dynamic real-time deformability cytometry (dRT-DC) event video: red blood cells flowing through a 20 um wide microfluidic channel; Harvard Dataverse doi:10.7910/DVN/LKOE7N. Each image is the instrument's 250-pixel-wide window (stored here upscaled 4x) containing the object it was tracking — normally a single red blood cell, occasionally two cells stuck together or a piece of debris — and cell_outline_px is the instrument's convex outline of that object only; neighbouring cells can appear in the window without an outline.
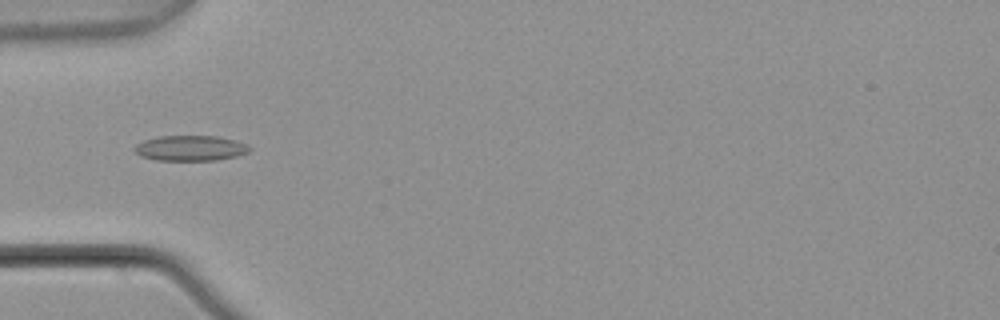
{"species": "common noctule bat (a hibernating species)", "species_latin": "Nyctalus noctula", "temperature_condition": "warm", "stored_images_in_passage": 6, "camera_frame_rate_fps": 3000, "um_per_image_px": 0.085, "animal": {"sex": "male", "body_mass_g": 21.5, "forearm_length_mm": 52.0}, "frame": {"image": 1, "passage_image": 3, "time_ms": 0.667, "image_size_px": [1000, 320], "cell_outline_px": [[252, 148], [248, 152], [236, 156], [216, 160], [156, 160], [140, 156], [132, 148], [136, 144], [144, 140], [160, 136], [216, 136], [248, 144]], "centroid_in_image_um": [16.17, 12.59], "position_along_channel_um": 68.8, "area_um2": 16.94}}
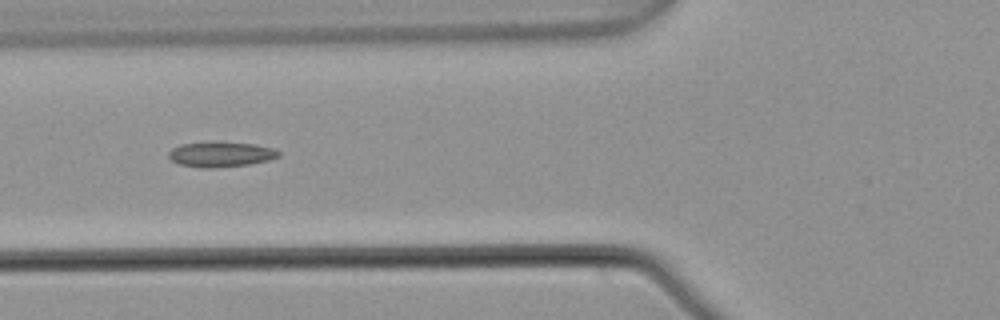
{"frame": {"image": 2, "passage_image": 4, "time_ms": 1.0, "image_size_px": [1000, 320], "cell_outline_px": [[280, 156], [268, 160], [248, 164], [212, 168], [200, 168], [180, 164], [172, 160], [168, 156], [168, 152], [172, 148], [180, 144], [256, 144], [272, 148], [280, 152]], "centroid_in_image_um": [18.76, 13.15], "position_along_channel_um": 107.0, "area_um2": 15.37}}
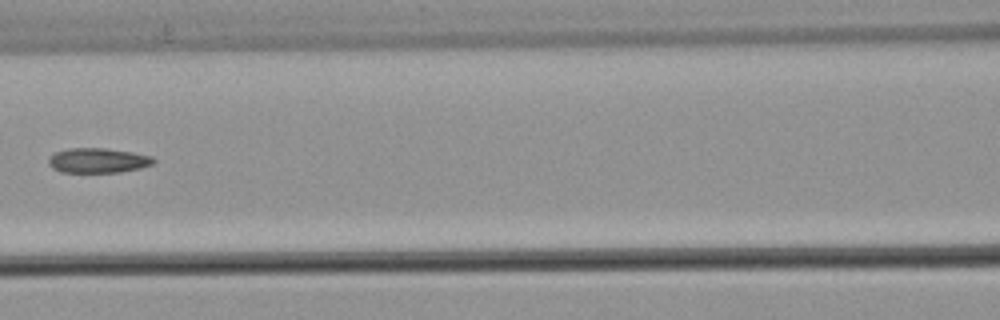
{"frame": {"image": 3, "passage_image": 5, "time_ms": 1.333, "image_size_px": [1000, 320], "cell_outline_px": [[156, 160], [152, 164], [140, 168], [120, 172], [60, 172], [52, 168], [48, 164], [48, 160], [56, 152], [72, 148], [104, 148], [132, 152], [152, 156]], "centroid_in_image_um": [8.34, 13.64], "position_along_channel_um": 158.3, "area_um2": 15.09}}